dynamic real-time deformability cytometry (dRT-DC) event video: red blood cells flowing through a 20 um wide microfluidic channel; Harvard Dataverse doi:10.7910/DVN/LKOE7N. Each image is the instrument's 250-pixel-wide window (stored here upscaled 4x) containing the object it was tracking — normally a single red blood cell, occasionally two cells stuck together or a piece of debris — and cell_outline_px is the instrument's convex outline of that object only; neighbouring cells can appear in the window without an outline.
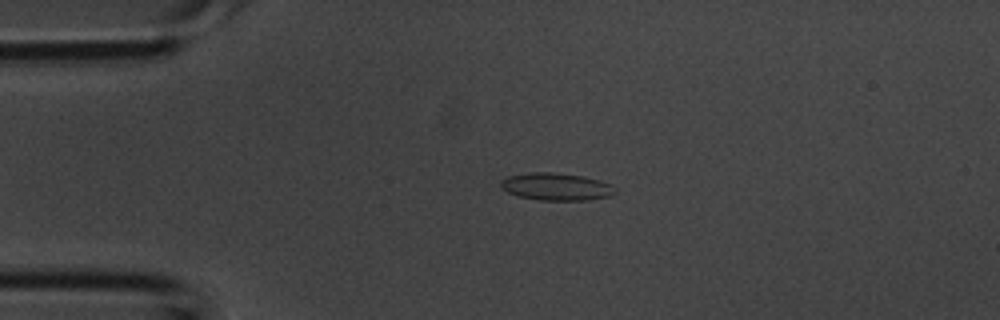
{"species": "common noctule bat (a hibernating species)", "species_latin": "Nyctalus noctula", "temperature_condition": "room temperature", "stored_images_in_passage": 2, "camera_frame_rate_fps": 3000, "um_per_image_px": 0.085, "animal": {"sex": "male", "body_mass_g": 20.1, "forearm_length_mm": 53.5}, "frame": {"image": 1, "passage_image": 1, "time_ms": 0.0, "image_size_px": [1000, 320], "cell_outline_px": [[616, 192], [612, 196], [588, 200], [540, 200], [516, 196], [500, 188], [500, 180], [508, 176], [532, 172], [552, 172], [584, 176], [600, 180], [612, 184], [616, 188]], "centroid_in_image_um": [47.3, 15.87], "position_along_channel_um": 37.7, "area_um2": 18.55}}